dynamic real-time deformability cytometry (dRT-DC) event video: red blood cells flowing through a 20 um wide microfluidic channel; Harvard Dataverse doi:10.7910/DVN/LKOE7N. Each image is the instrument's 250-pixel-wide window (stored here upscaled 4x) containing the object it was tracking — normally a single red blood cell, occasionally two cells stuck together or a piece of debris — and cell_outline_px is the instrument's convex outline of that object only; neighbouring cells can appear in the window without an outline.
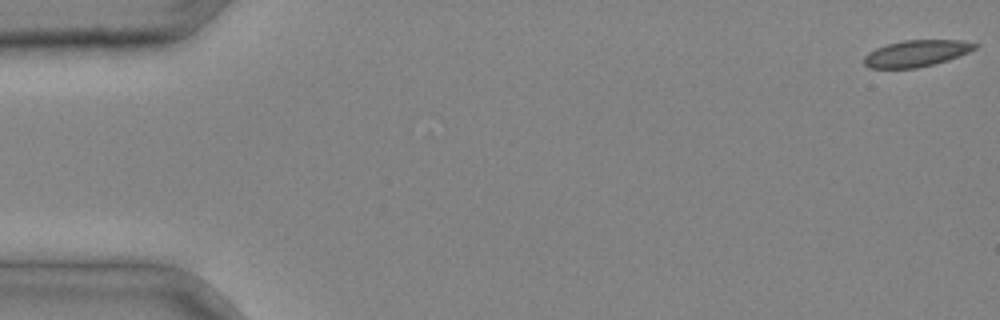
{"species": "common noctule bat (a hibernating species)", "species_latin": "Nyctalus noctula", "temperature_condition": "cold", "stored_images_in_passage": 3, "camera_frame_rate_fps": 3000, "um_per_image_px": 0.085, "animal": {"sex": "male", "body_mass_g": 20.4}, "frame": {"image": 1, "passage_image": 1, "time_ms": 0.0, "image_size_px": [1000, 320], "cell_outline_px": [[980, 44], [976, 48], [968, 52], [948, 60], [916, 68], [868, 68], [864, 64], [864, 56], [868, 52], [876, 48], [888, 44], [904, 40], [964, 40]], "centroid_in_image_um": [77.89, 4.53], "position_along_channel_um": 7.1, "area_um2": 17.11}}
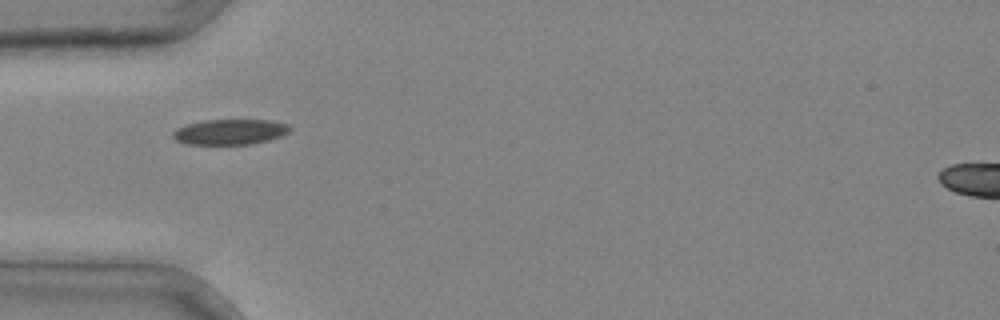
{"frame": {"image": 2, "passage_image": 3, "time_ms": 0.667, "image_size_px": [1000, 320], "cell_outline_px": [[292, 128], [288, 132], [280, 136], [268, 140], [248, 144], [184, 144], [176, 140], [172, 136], [172, 132], [176, 128], [188, 124], [204, 120], [272, 120], [288, 124]], "centroid_in_image_um": [19.53, 11.2], "position_along_channel_um": 65.5, "area_um2": 17.28}}